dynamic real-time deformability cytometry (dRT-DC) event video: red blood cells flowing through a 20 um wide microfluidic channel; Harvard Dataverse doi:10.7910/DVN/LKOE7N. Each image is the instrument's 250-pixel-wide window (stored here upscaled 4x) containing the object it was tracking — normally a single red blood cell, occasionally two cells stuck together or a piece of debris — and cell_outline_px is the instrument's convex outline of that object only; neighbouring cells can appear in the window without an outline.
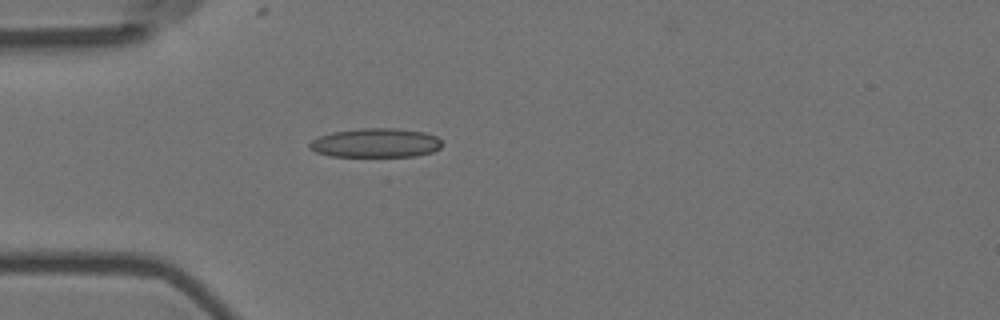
{"species": "Egyptian fruit bat (a non-hibernating species)", "species_latin": "Rousettus aegyptiacus", "temperature_condition": "room temperature", "stored_images_in_passage": 2, "camera_frame_rate_fps": 3000, "um_per_image_px": 0.085, "animal": {"sex": "female"}, "frame": {"image": 1, "passage_image": 2, "time_ms": 0.333, "image_size_px": [1000, 320], "cell_outline_px": [[440, 148], [432, 152], [416, 156], [328, 156], [316, 152], [308, 148], [308, 144], [312, 140], [320, 136], [332, 132], [360, 128], [400, 128], [424, 132], [436, 136], [440, 140]], "centroid_in_image_um": [31.91, 12.14], "position_along_channel_um": 53.1, "area_um2": 22.54}}